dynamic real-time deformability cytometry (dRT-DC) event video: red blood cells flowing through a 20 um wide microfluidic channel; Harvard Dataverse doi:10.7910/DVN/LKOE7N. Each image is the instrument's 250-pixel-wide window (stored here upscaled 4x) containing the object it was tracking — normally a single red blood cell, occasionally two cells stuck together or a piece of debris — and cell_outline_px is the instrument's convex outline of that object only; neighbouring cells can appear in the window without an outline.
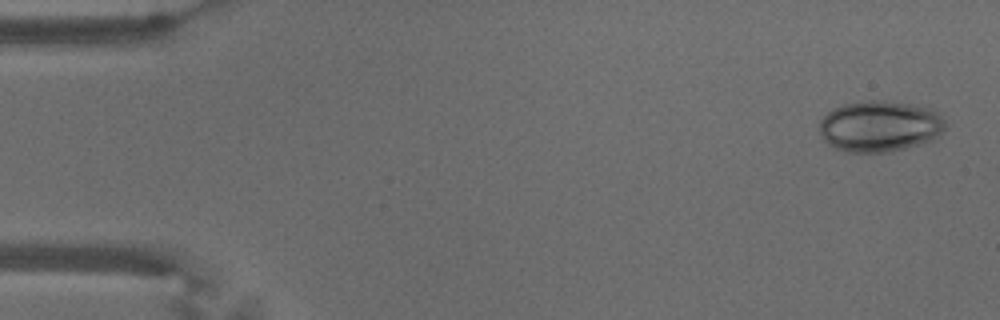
{"species": "common noctule bat (a hibernating species)", "species_latin": "Nyctalus noctula", "temperature_condition": "warm", "stored_images_in_passage": 55, "camera_frame_rate_fps": 3000, "um_per_image_px": 0.085, "animal": {"sex": "male", "body_mass_g": 18.8}, "frame": {"image": 1, "passage_image": 2, "time_ms": 0.333, "image_size_px": [1000, 320], "cell_outline_px": [[948, 128], [940, 136], [932, 140], [908, 148], [892, 152], [844, 152], [828, 144], [824, 140], [820, 132], [820, 120], [832, 108], [844, 104], [864, 100], [884, 100], [932, 108], [944, 120]], "centroid_in_image_um": [74.81, 10.74], "position_along_channel_um": 10.2, "area_um2": 37.97}}
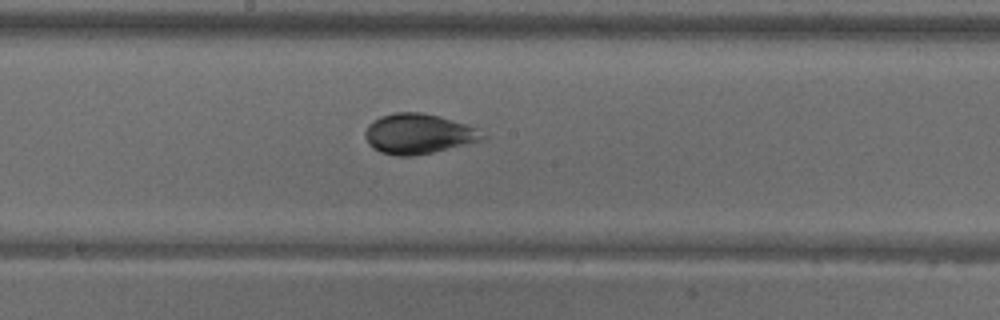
{"frame": {"image": 2, "passage_image": 29, "time_ms": 9.333, "image_size_px": [1000, 320], "cell_outline_px": [[488, 140], [432, 152], [412, 156], [396, 156], [380, 152], [372, 148], [368, 144], [364, 136], [364, 132], [368, 124], [372, 120], [380, 116], [396, 112], [420, 112], [440, 116], [476, 128], [488, 136]], "centroid_in_image_um": [35.57, 11.38], "position_along_channel_um": 212.6, "area_um2": 27.8}}
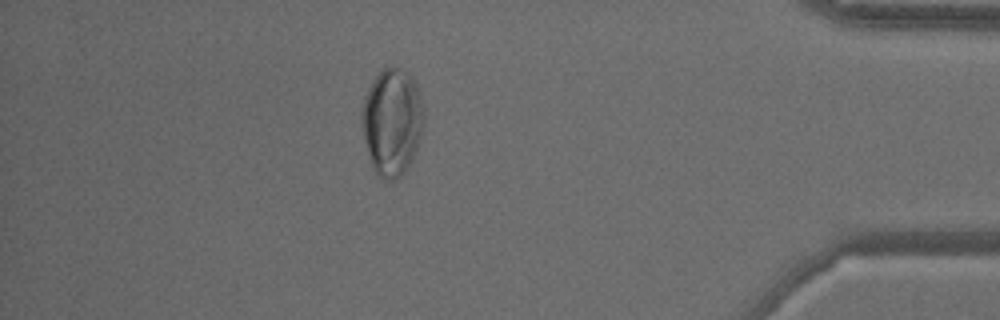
{"frame": {"image": 3, "passage_image": 48, "time_ms": 15.667, "image_size_px": [1000, 320], "cell_outline_px": [[424, 128], [412, 160], [404, 172], [396, 180], [384, 180], [376, 172], [372, 164], [364, 140], [360, 124], [360, 112], [364, 96], [372, 80], [384, 68], [400, 68], [408, 72], [412, 76], [420, 92], [424, 108]], "centroid_in_image_um": [33.33, 10.34], "position_along_channel_um": 401.9, "area_um2": 39.19}}